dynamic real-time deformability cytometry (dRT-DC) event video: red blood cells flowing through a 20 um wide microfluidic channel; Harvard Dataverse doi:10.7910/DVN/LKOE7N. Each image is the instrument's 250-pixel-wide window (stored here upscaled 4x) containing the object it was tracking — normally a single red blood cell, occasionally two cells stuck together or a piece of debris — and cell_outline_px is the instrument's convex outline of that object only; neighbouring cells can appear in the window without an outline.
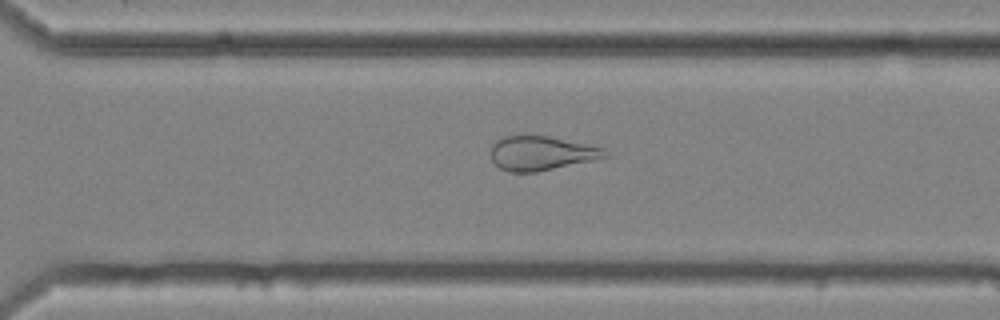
{"species": "common noctule bat (a hibernating species)", "species_latin": "Nyctalus noctula", "temperature_condition": "cold", "stored_images_in_passage": 38, "camera_frame_rate_fps": 3000, "um_per_image_px": 0.085, "animal": {"sex": "female", "body_mass_g": 25.1}, "frame": {"image": 1, "passage_image": 33, "time_ms": 10.667, "image_size_px": [1000, 320], "cell_outline_px": [[608, 156], [592, 160], [536, 172], [508, 172], [500, 168], [492, 160], [488, 152], [492, 144], [496, 140], [504, 136], [548, 136], [604, 148], [608, 152]], "centroid_in_image_um": [45.95, 13.02], "position_along_channel_um": 324.7, "area_um2": 22.66}}